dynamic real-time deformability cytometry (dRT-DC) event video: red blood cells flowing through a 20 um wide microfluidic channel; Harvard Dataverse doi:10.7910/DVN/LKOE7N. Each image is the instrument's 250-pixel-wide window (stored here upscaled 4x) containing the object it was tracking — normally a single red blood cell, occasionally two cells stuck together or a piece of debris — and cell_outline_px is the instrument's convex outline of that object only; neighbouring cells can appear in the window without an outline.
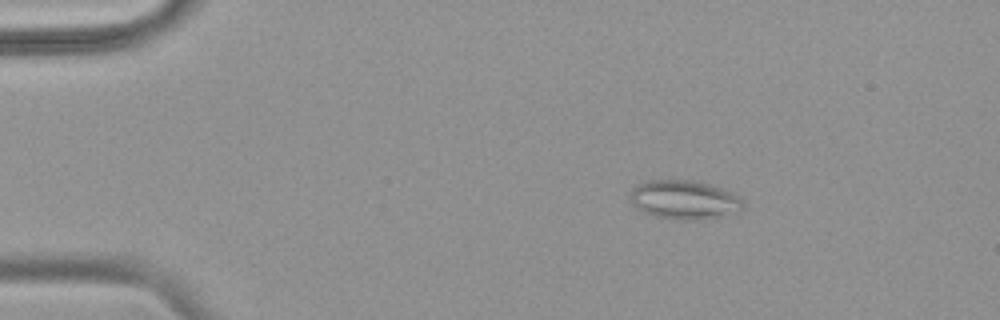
{"species": "common noctule bat (a hibernating species)", "species_latin": "Nyctalus noctula", "temperature_condition": "warm", "stored_images_in_passage": 47, "camera_frame_rate_fps": 3000, "um_per_image_px": 0.085, "animal": {"sex": "female", "body_mass_g": 18.4}, "frame": {"image": 1, "passage_image": 3, "time_ms": 0.667, "image_size_px": [1000, 320], "cell_outline_px": [[744, 208], [740, 212], [720, 216], [696, 220], [680, 220], [656, 216], [636, 208], [632, 204], [628, 196], [632, 188], [636, 184], [644, 180], [692, 180], [708, 184], [732, 192], [744, 200]], "centroid_in_image_um": [58.15, 16.97], "position_along_channel_um": 26.8, "area_um2": 25.89}}
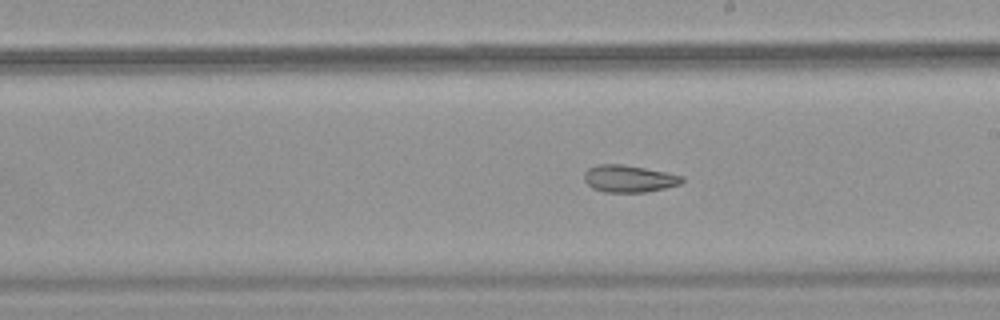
{"frame": {"image": 2, "passage_image": 25, "time_ms": 8.0, "image_size_px": [1000, 320], "cell_outline_px": [[684, 180], [680, 184], [664, 188], [644, 192], [604, 192], [592, 188], [584, 180], [584, 172], [588, 168], [596, 164], [620, 164], [644, 168], [684, 176]], "centroid_in_image_um": [53.43, 15.18], "position_along_channel_um": 235.6, "area_um2": 15.37}}
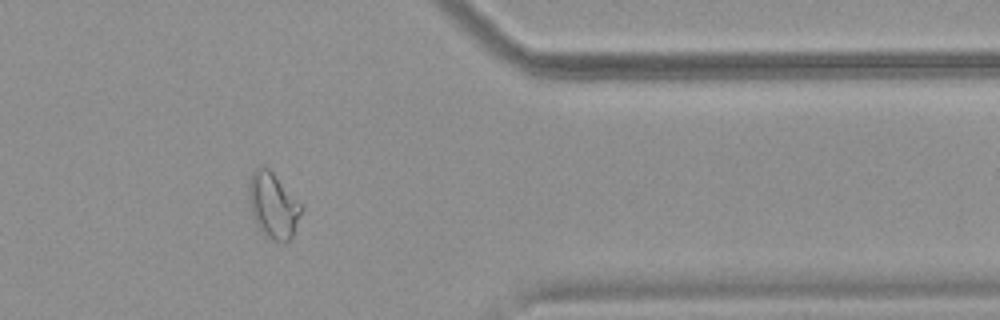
{"frame": {"image": 3, "passage_image": 38, "time_ms": 12.333, "image_size_px": [1000, 320], "cell_outline_px": [[304, 208], [292, 236], [284, 244], [268, 236], [256, 224], [252, 216], [248, 196], [248, 184], [252, 172], [260, 164], [268, 168], [272, 172]], "centroid_in_image_um": [23.2, 17.44], "position_along_channel_um": 388.2, "area_um2": 19.83}, "authors_computed_cell_mechanics": {"area_um2": 19.2474, "velocity_mm_per_s": 3.8381, "shape_relaxation_time_tau1_ms": null, "shape_relaxation_time_tau2_ms": 4.9169, "deformation_change_tau1": null, "deformation_change_tau2": 0.1235}}